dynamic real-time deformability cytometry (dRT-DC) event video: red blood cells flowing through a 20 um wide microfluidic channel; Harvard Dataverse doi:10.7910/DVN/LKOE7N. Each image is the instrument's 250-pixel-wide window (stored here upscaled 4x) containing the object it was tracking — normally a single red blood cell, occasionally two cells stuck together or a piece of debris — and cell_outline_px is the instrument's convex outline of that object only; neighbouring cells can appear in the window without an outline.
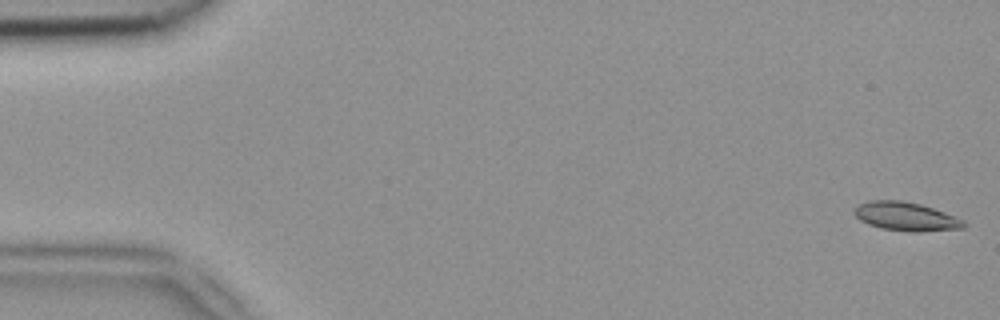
{"species": "common noctule bat (a hibernating species)", "species_latin": "Nyctalus noctula", "temperature_condition": "room temperature", "stored_images_in_passage": 51, "camera_frame_rate_fps": 3000, "um_per_image_px": 0.085, "animal": {"sex": "female", "body_mass_g": 18.4}, "frame": {"image": 1, "passage_image": 1, "time_ms": 0.0, "image_size_px": [1000, 320], "cell_outline_px": [[968, 224], [964, 228], [920, 232], [908, 232], [880, 228], [868, 224], [860, 220], [852, 212], [860, 204], [868, 200], [900, 200], [920, 204], [944, 212], [964, 220]], "centroid_in_image_um": [77.01, 18.41], "position_along_channel_um": 8.0, "area_um2": 18.38}}
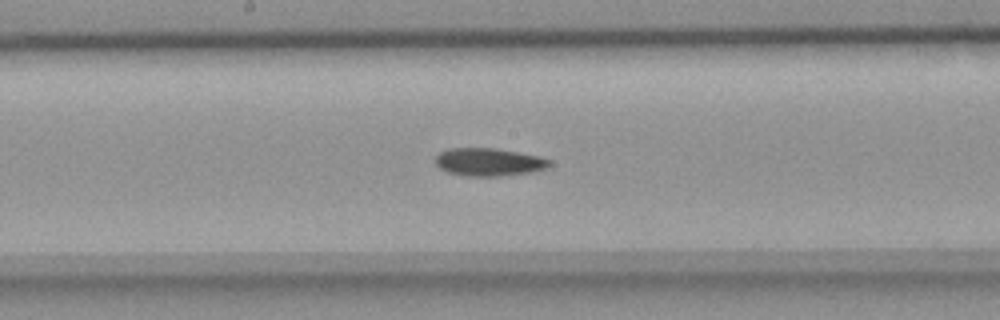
{"frame": {"image": 2, "passage_image": 27, "time_ms": 8.667, "image_size_px": [1000, 320], "cell_outline_px": [[552, 164], [548, 168], [532, 172], [500, 176], [464, 176], [448, 172], [440, 168], [436, 164], [436, 156], [440, 152], [448, 148], [496, 148], [540, 156], [552, 160]], "centroid_in_image_um": [41.59, 13.77], "position_along_channel_um": 206.6, "area_um2": 18.73}}
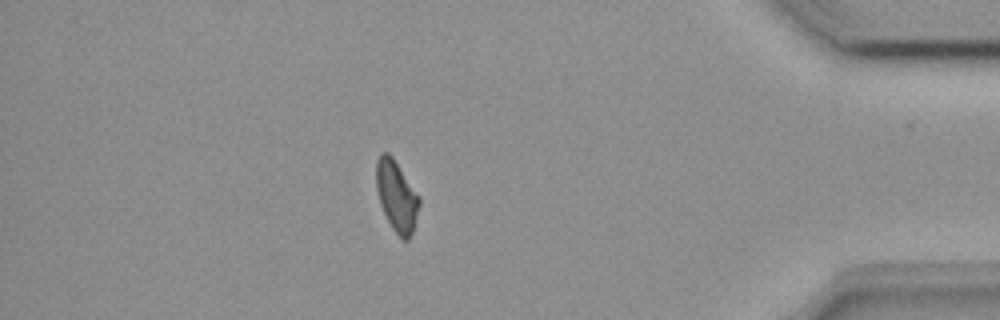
{"frame": {"image": 3, "passage_image": 45, "time_ms": 14.667, "image_size_px": [1000, 320], "cell_outline_px": [[420, 204], [412, 232], [408, 240], [400, 240], [392, 228], [380, 204], [376, 188], [376, 160], [380, 152], [388, 152], [392, 156], [420, 196]], "centroid_in_image_um": [33.7, 16.65], "position_along_channel_um": 401.5, "area_um2": 17.86}, "authors_computed_cell_mechanics": {"area_um2": 18.207, "velocity_mm_per_s": 3.9363, "shape_relaxation_time_tau1_ms": null, "shape_relaxation_time_tau2_ms": 6.4406, "deformation_change_tau1": null, "deformation_change_tau2": 0.128}}